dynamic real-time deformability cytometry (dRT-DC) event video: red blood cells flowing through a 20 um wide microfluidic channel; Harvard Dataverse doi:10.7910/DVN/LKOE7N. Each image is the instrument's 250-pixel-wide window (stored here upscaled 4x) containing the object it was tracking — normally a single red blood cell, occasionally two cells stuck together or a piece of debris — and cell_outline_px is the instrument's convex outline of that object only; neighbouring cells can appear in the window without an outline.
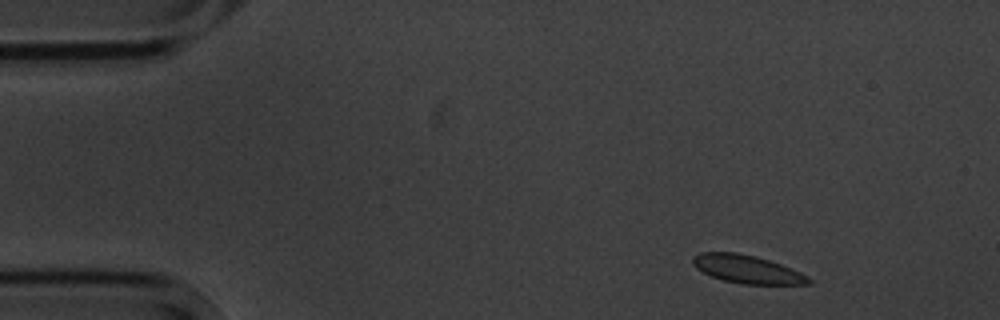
{"species": "common noctule bat (a hibernating species)", "species_latin": "Nyctalus noctula", "temperature_condition": "cold", "stored_images_in_passage": 8, "camera_frame_rate_fps": 3000, "um_per_image_px": 0.085, "animal": {"sex": "male", "body_mass_g": 20.1, "forearm_length_mm": 53.5}, "frame": {"image": 1, "passage_image": 1, "time_ms": 0.0, "image_size_px": [1000, 320], "cell_outline_px": [[812, 284], [740, 284], [724, 280], [712, 276], [696, 268], [692, 264], [692, 256], [700, 252], [736, 252], [756, 256], [780, 264], [800, 272], [808, 276], [812, 280]], "centroid_in_image_um": [63.49, 22.88], "position_along_channel_um": 21.5, "area_um2": 18.96}}
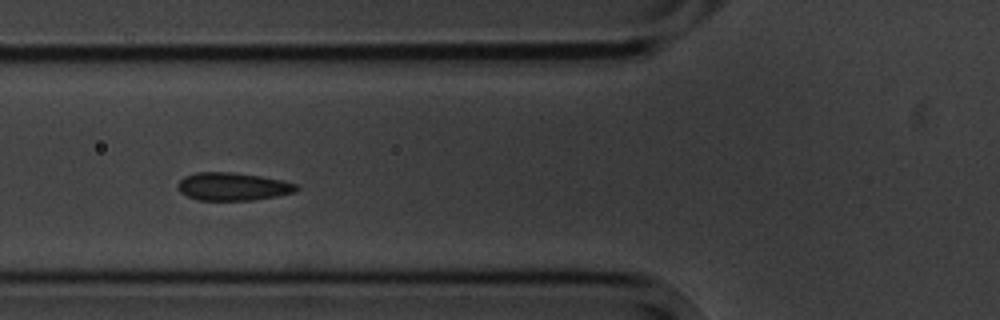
{"frame": {"image": 2, "passage_image": 5, "time_ms": 4.667, "image_size_px": [1000, 320], "cell_outline_px": [[300, 188], [296, 192], [276, 196], [252, 200], [196, 200], [180, 192], [180, 180], [184, 176], [196, 172], [232, 172], [260, 176], [300, 184]], "centroid_in_image_um": [19.84, 15.85], "position_along_channel_um": 106.0, "area_um2": 19.25}}
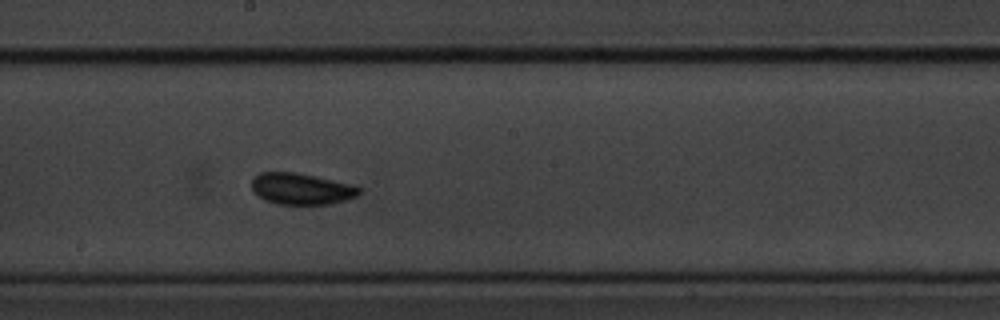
{"frame": {"image": 3, "passage_image": 8, "time_ms": 8.0, "image_size_px": [1000, 320], "cell_outline_px": [[360, 192], [356, 196], [344, 200], [328, 204], [276, 204], [264, 200], [252, 192], [252, 176], [260, 172], [296, 172], [316, 176], [348, 184], [360, 188]], "centroid_in_image_um": [25.52, 16.04], "position_along_channel_um": 222.7, "area_um2": 19.59}}